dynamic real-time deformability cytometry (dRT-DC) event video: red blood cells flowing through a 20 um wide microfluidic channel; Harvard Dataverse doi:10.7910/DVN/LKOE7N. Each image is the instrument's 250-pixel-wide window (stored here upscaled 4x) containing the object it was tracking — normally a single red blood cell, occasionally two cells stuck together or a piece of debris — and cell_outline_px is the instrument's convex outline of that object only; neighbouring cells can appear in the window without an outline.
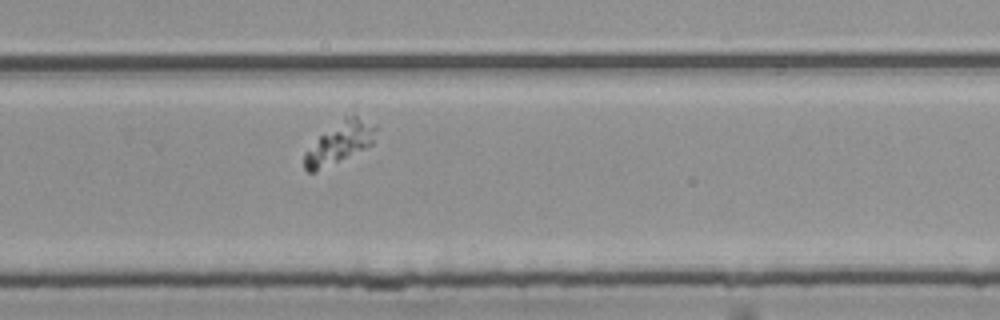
{"species": "common noctule bat (a hibernating species)", "species_latin": "Nyctalus noctula", "temperature_condition": "room temperature", "stored_images_in_passage": 8, "camera_frame_rate_fps": 3000, "um_per_image_px": 0.085, "animal": {"sex": "female", "body_mass_g": 25.1}, "frame": {"image": 1, "passage_image": 7, "time_ms": 2.0, "image_size_px": [1000, 320], "cell_outline_px": [[376, 128], [372, 144], [316, 172], [308, 172], [304, 168], [304, 152], [320, 136], [344, 116], [356, 116], [376, 124]], "centroid_in_image_um": [28.84, 12.13], "position_along_channel_um": 301.0, "area_um2": 16.82}}